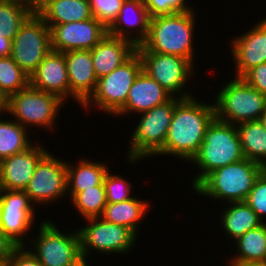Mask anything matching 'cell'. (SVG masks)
<instances>
[{"mask_svg":"<svg viewBox=\"0 0 266 266\" xmlns=\"http://www.w3.org/2000/svg\"><path fill=\"white\" fill-rule=\"evenodd\" d=\"M150 18L143 0H125L116 20L107 29V34L126 39L136 47L140 46L147 38ZM134 30L135 36H132Z\"/></svg>","mask_w":266,"mask_h":266,"instance_id":"20","label":"cell"},{"mask_svg":"<svg viewBox=\"0 0 266 266\" xmlns=\"http://www.w3.org/2000/svg\"><path fill=\"white\" fill-rule=\"evenodd\" d=\"M235 243L237 255L230 259L228 266L266 263V222L237 238Z\"/></svg>","mask_w":266,"mask_h":266,"instance_id":"26","label":"cell"},{"mask_svg":"<svg viewBox=\"0 0 266 266\" xmlns=\"http://www.w3.org/2000/svg\"><path fill=\"white\" fill-rule=\"evenodd\" d=\"M245 202L257 214L259 219L265 223L263 218L266 217V168L255 180Z\"/></svg>","mask_w":266,"mask_h":266,"instance_id":"35","label":"cell"},{"mask_svg":"<svg viewBox=\"0 0 266 266\" xmlns=\"http://www.w3.org/2000/svg\"><path fill=\"white\" fill-rule=\"evenodd\" d=\"M137 47L130 41L106 34L91 50L92 62L97 79L110 74L126 62Z\"/></svg>","mask_w":266,"mask_h":266,"instance_id":"22","label":"cell"},{"mask_svg":"<svg viewBox=\"0 0 266 266\" xmlns=\"http://www.w3.org/2000/svg\"><path fill=\"white\" fill-rule=\"evenodd\" d=\"M221 215L220 220L224 232L234 241L249 230L263 224L245 201L229 202Z\"/></svg>","mask_w":266,"mask_h":266,"instance_id":"27","label":"cell"},{"mask_svg":"<svg viewBox=\"0 0 266 266\" xmlns=\"http://www.w3.org/2000/svg\"><path fill=\"white\" fill-rule=\"evenodd\" d=\"M87 226L78 229L81 255L88 257L90 252L117 254L132 251L138 235L127 227L110 223L101 217L86 219Z\"/></svg>","mask_w":266,"mask_h":266,"instance_id":"11","label":"cell"},{"mask_svg":"<svg viewBox=\"0 0 266 266\" xmlns=\"http://www.w3.org/2000/svg\"><path fill=\"white\" fill-rule=\"evenodd\" d=\"M138 53L142 60V69L173 97L193 96L190 92H182L190 77L193 76L195 66L190 61L176 55L156 52Z\"/></svg>","mask_w":266,"mask_h":266,"instance_id":"12","label":"cell"},{"mask_svg":"<svg viewBox=\"0 0 266 266\" xmlns=\"http://www.w3.org/2000/svg\"><path fill=\"white\" fill-rule=\"evenodd\" d=\"M71 202L85 220L101 217L107 205L105 187L95 186L79 192L71 199Z\"/></svg>","mask_w":266,"mask_h":266,"instance_id":"32","label":"cell"},{"mask_svg":"<svg viewBox=\"0 0 266 266\" xmlns=\"http://www.w3.org/2000/svg\"><path fill=\"white\" fill-rule=\"evenodd\" d=\"M196 16L193 10L151 17L147 38L136 51L176 55L195 65L193 38Z\"/></svg>","mask_w":266,"mask_h":266,"instance_id":"2","label":"cell"},{"mask_svg":"<svg viewBox=\"0 0 266 266\" xmlns=\"http://www.w3.org/2000/svg\"><path fill=\"white\" fill-rule=\"evenodd\" d=\"M7 113V98L0 92V115Z\"/></svg>","mask_w":266,"mask_h":266,"instance_id":"41","label":"cell"},{"mask_svg":"<svg viewBox=\"0 0 266 266\" xmlns=\"http://www.w3.org/2000/svg\"><path fill=\"white\" fill-rule=\"evenodd\" d=\"M125 0H89L91 13L106 29L116 20Z\"/></svg>","mask_w":266,"mask_h":266,"instance_id":"34","label":"cell"},{"mask_svg":"<svg viewBox=\"0 0 266 266\" xmlns=\"http://www.w3.org/2000/svg\"><path fill=\"white\" fill-rule=\"evenodd\" d=\"M244 158L266 168V129L260 120L236 125Z\"/></svg>","mask_w":266,"mask_h":266,"instance_id":"28","label":"cell"},{"mask_svg":"<svg viewBox=\"0 0 266 266\" xmlns=\"http://www.w3.org/2000/svg\"><path fill=\"white\" fill-rule=\"evenodd\" d=\"M17 247L0 229V266H5Z\"/></svg>","mask_w":266,"mask_h":266,"instance_id":"39","label":"cell"},{"mask_svg":"<svg viewBox=\"0 0 266 266\" xmlns=\"http://www.w3.org/2000/svg\"><path fill=\"white\" fill-rule=\"evenodd\" d=\"M220 90L214 99L217 119L233 125L260 120L266 109V96L243 78L233 77Z\"/></svg>","mask_w":266,"mask_h":266,"instance_id":"5","label":"cell"},{"mask_svg":"<svg viewBox=\"0 0 266 266\" xmlns=\"http://www.w3.org/2000/svg\"><path fill=\"white\" fill-rule=\"evenodd\" d=\"M172 97L142 69L129 89L126 104L115 115L125 116L127 114L128 116V113L132 112L141 114L166 103Z\"/></svg>","mask_w":266,"mask_h":266,"instance_id":"21","label":"cell"},{"mask_svg":"<svg viewBox=\"0 0 266 266\" xmlns=\"http://www.w3.org/2000/svg\"><path fill=\"white\" fill-rule=\"evenodd\" d=\"M239 266H266V263H248V264H242Z\"/></svg>","mask_w":266,"mask_h":266,"instance_id":"45","label":"cell"},{"mask_svg":"<svg viewBox=\"0 0 266 266\" xmlns=\"http://www.w3.org/2000/svg\"><path fill=\"white\" fill-rule=\"evenodd\" d=\"M34 210L25 191L0 189V229L18 247H27L24 238L36 220Z\"/></svg>","mask_w":266,"mask_h":266,"instance_id":"13","label":"cell"},{"mask_svg":"<svg viewBox=\"0 0 266 266\" xmlns=\"http://www.w3.org/2000/svg\"><path fill=\"white\" fill-rule=\"evenodd\" d=\"M110 169L105 174L103 184L105 187L107 203H118L133 198L131 196L132 184L118 174H112ZM131 184V185H130Z\"/></svg>","mask_w":266,"mask_h":266,"instance_id":"33","label":"cell"},{"mask_svg":"<svg viewBox=\"0 0 266 266\" xmlns=\"http://www.w3.org/2000/svg\"><path fill=\"white\" fill-rule=\"evenodd\" d=\"M51 50L50 28L34 11L12 39L11 58L30 77Z\"/></svg>","mask_w":266,"mask_h":266,"instance_id":"9","label":"cell"},{"mask_svg":"<svg viewBox=\"0 0 266 266\" xmlns=\"http://www.w3.org/2000/svg\"><path fill=\"white\" fill-rule=\"evenodd\" d=\"M34 205L53 203L67 195L66 162L48 152L37 164L24 190Z\"/></svg>","mask_w":266,"mask_h":266,"instance_id":"14","label":"cell"},{"mask_svg":"<svg viewBox=\"0 0 266 266\" xmlns=\"http://www.w3.org/2000/svg\"><path fill=\"white\" fill-rule=\"evenodd\" d=\"M34 11L31 4L22 0H0V35L13 39Z\"/></svg>","mask_w":266,"mask_h":266,"instance_id":"30","label":"cell"},{"mask_svg":"<svg viewBox=\"0 0 266 266\" xmlns=\"http://www.w3.org/2000/svg\"><path fill=\"white\" fill-rule=\"evenodd\" d=\"M143 2L150 17L194 10L186 0H143Z\"/></svg>","mask_w":266,"mask_h":266,"instance_id":"36","label":"cell"},{"mask_svg":"<svg viewBox=\"0 0 266 266\" xmlns=\"http://www.w3.org/2000/svg\"><path fill=\"white\" fill-rule=\"evenodd\" d=\"M35 12L46 24L80 22L93 18L89 0H42Z\"/></svg>","mask_w":266,"mask_h":266,"instance_id":"23","label":"cell"},{"mask_svg":"<svg viewBox=\"0 0 266 266\" xmlns=\"http://www.w3.org/2000/svg\"><path fill=\"white\" fill-rule=\"evenodd\" d=\"M0 115V161L30 148L28 129L15 120L1 119Z\"/></svg>","mask_w":266,"mask_h":266,"instance_id":"29","label":"cell"},{"mask_svg":"<svg viewBox=\"0 0 266 266\" xmlns=\"http://www.w3.org/2000/svg\"><path fill=\"white\" fill-rule=\"evenodd\" d=\"M67 162V194L70 195V200L79 192L95 186H104L103 180L109 169L107 164L83 158L77 161L75 166Z\"/></svg>","mask_w":266,"mask_h":266,"instance_id":"24","label":"cell"},{"mask_svg":"<svg viewBox=\"0 0 266 266\" xmlns=\"http://www.w3.org/2000/svg\"><path fill=\"white\" fill-rule=\"evenodd\" d=\"M38 142L0 161V189L24 191L38 162L49 152Z\"/></svg>","mask_w":266,"mask_h":266,"instance_id":"16","label":"cell"},{"mask_svg":"<svg viewBox=\"0 0 266 266\" xmlns=\"http://www.w3.org/2000/svg\"><path fill=\"white\" fill-rule=\"evenodd\" d=\"M87 257L85 256H81L75 263L73 266H90L88 265L87 263V260H86Z\"/></svg>","mask_w":266,"mask_h":266,"instance_id":"42","label":"cell"},{"mask_svg":"<svg viewBox=\"0 0 266 266\" xmlns=\"http://www.w3.org/2000/svg\"><path fill=\"white\" fill-rule=\"evenodd\" d=\"M142 70V60L136 51L126 62L97 80L94 93L82 105L86 110L92 104L106 114H115L126 104L129 89Z\"/></svg>","mask_w":266,"mask_h":266,"instance_id":"8","label":"cell"},{"mask_svg":"<svg viewBox=\"0 0 266 266\" xmlns=\"http://www.w3.org/2000/svg\"><path fill=\"white\" fill-rule=\"evenodd\" d=\"M264 169L262 165L244 158L209 173L194 191L215 201H246L255 180Z\"/></svg>","mask_w":266,"mask_h":266,"instance_id":"4","label":"cell"},{"mask_svg":"<svg viewBox=\"0 0 266 266\" xmlns=\"http://www.w3.org/2000/svg\"><path fill=\"white\" fill-rule=\"evenodd\" d=\"M12 39L5 35H0V57L11 56Z\"/></svg>","mask_w":266,"mask_h":266,"instance_id":"40","label":"cell"},{"mask_svg":"<svg viewBox=\"0 0 266 266\" xmlns=\"http://www.w3.org/2000/svg\"><path fill=\"white\" fill-rule=\"evenodd\" d=\"M244 159L236 125L216 117L209 124L198 152L189 163L197 165L199 172L194 176V189L209 173Z\"/></svg>","mask_w":266,"mask_h":266,"instance_id":"3","label":"cell"},{"mask_svg":"<svg viewBox=\"0 0 266 266\" xmlns=\"http://www.w3.org/2000/svg\"><path fill=\"white\" fill-rule=\"evenodd\" d=\"M261 20L246 33L231 40L236 78H242L253 67L266 63V19Z\"/></svg>","mask_w":266,"mask_h":266,"instance_id":"17","label":"cell"},{"mask_svg":"<svg viewBox=\"0 0 266 266\" xmlns=\"http://www.w3.org/2000/svg\"><path fill=\"white\" fill-rule=\"evenodd\" d=\"M135 197L123 202L107 203L101 218L107 222L127 227L136 235L139 234L140 220L142 221L149 211V203Z\"/></svg>","mask_w":266,"mask_h":266,"instance_id":"25","label":"cell"},{"mask_svg":"<svg viewBox=\"0 0 266 266\" xmlns=\"http://www.w3.org/2000/svg\"><path fill=\"white\" fill-rule=\"evenodd\" d=\"M65 102L59 96L35 89L29 84L7 99V114L26 129L31 125L52 130Z\"/></svg>","mask_w":266,"mask_h":266,"instance_id":"7","label":"cell"},{"mask_svg":"<svg viewBox=\"0 0 266 266\" xmlns=\"http://www.w3.org/2000/svg\"><path fill=\"white\" fill-rule=\"evenodd\" d=\"M5 266H42L37 257L25 246L17 247Z\"/></svg>","mask_w":266,"mask_h":266,"instance_id":"38","label":"cell"},{"mask_svg":"<svg viewBox=\"0 0 266 266\" xmlns=\"http://www.w3.org/2000/svg\"><path fill=\"white\" fill-rule=\"evenodd\" d=\"M242 78L266 96V63L253 67Z\"/></svg>","mask_w":266,"mask_h":266,"instance_id":"37","label":"cell"},{"mask_svg":"<svg viewBox=\"0 0 266 266\" xmlns=\"http://www.w3.org/2000/svg\"><path fill=\"white\" fill-rule=\"evenodd\" d=\"M30 84V77L11 58L0 57V92L8 99Z\"/></svg>","mask_w":266,"mask_h":266,"instance_id":"31","label":"cell"},{"mask_svg":"<svg viewBox=\"0 0 266 266\" xmlns=\"http://www.w3.org/2000/svg\"><path fill=\"white\" fill-rule=\"evenodd\" d=\"M30 85L64 101L68 99L70 87L64 53L51 50L30 76Z\"/></svg>","mask_w":266,"mask_h":266,"instance_id":"19","label":"cell"},{"mask_svg":"<svg viewBox=\"0 0 266 266\" xmlns=\"http://www.w3.org/2000/svg\"><path fill=\"white\" fill-rule=\"evenodd\" d=\"M175 106L176 97H172L166 103L140 114L142 116L132 132L126 153L131 164L153 157L163 148Z\"/></svg>","mask_w":266,"mask_h":266,"instance_id":"6","label":"cell"},{"mask_svg":"<svg viewBox=\"0 0 266 266\" xmlns=\"http://www.w3.org/2000/svg\"><path fill=\"white\" fill-rule=\"evenodd\" d=\"M22 1L31 4L35 8L42 0H22Z\"/></svg>","mask_w":266,"mask_h":266,"instance_id":"43","label":"cell"},{"mask_svg":"<svg viewBox=\"0 0 266 266\" xmlns=\"http://www.w3.org/2000/svg\"><path fill=\"white\" fill-rule=\"evenodd\" d=\"M69 77L70 98L83 105L94 93L97 76L94 71L91 50L64 52Z\"/></svg>","mask_w":266,"mask_h":266,"instance_id":"18","label":"cell"},{"mask_svg":"<svg viewBox=\"0 0 266 266\" xmlns=\"http://www.w3.org/2000/svg\"><path fill=\"white\" fill-rule=\"evenodd\" d=\"M260 121L263 124L264 128L266 129V109L264 110L263 114L261 115Z\"/></svg>","mask_w":266,"mask_h":266,"instance_id":"44","label":"cell"},{"mask_svg":"<svg viewBox=\"0 0 266 266\" xmlns=\"http://www.w3.org/2000/svg\"><path fill=\"white\" fill-rule=\"evenodd\" d=\"M215 117L214 103H202L193 96L176 97L165 144L155 156L171 155L189 162L198 152L205 132Z\"/></svg>","mask_w":266,"mask_h":266,"instance_id":"1","label":"cell"},{"mask_svg":"<svg viewBox=\"0 0 266 266\" xmlns=\"http://www.w3.org/2000/svg\"><path fill=\"white\" fill-rule=\"evenodd\" d=\"M51 220L40 222L39 234L30 250L42 266H73L82 256L78 230L65 234Z\"/></svg>","mask_w":266,"mask_h":266,"instance_id":"10","label":"cell"},{"mask_svg":"<svg viewBox=\"0 0 266 266\" xmlns=\"http://www.w3.org/2000/svg\"><path fill=\"white\" fill-rule=\"evenodd\" d=\"M51 48L57 52L92 50L107 34V29L94 17L80 22L47 24Z\"/></svg>","mask_w":266,"mask_h":266,"instance_id":"15","label":"cell"}]
</instances>
